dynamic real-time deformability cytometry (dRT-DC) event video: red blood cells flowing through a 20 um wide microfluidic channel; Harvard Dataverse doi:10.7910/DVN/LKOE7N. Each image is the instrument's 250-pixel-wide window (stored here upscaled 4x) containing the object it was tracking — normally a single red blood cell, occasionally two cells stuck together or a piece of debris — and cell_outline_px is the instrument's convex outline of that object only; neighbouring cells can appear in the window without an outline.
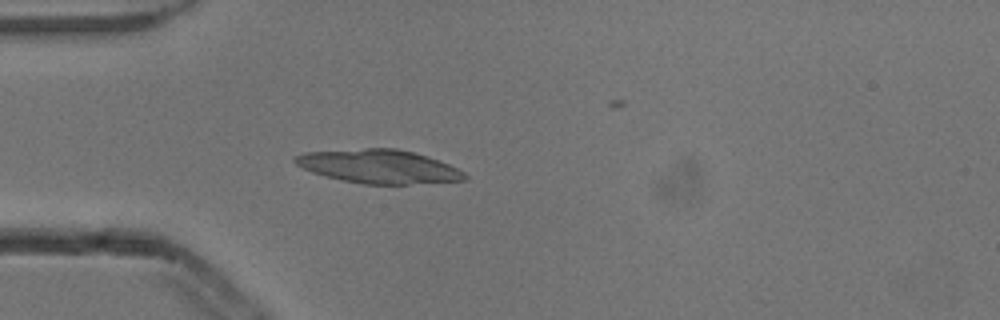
{"species": "common noctule bat (a hibernating species)", "species_latin": "Nyctalus noctula", "temperature_condition": "cold", "stored_images_in_passage": 3, "camera_frame_rate_fps": 3000, "um_per_image_px": 0.085, "animal": {"sex": "male", "body_mass_g": 13.3}, "frame": {"image": 1, "passage_image": 3, "time_ms": 0.667, "image_size_px": [1000, 320], "cell_outline_px": [[468, 180], [408, 184], [364, 184], [344, 180], [312, 172], [296, 164], [292, 160], [296, 156], [304, 152], [364, 148], [396, 148], [428, 156], [448, 164], [464, 172], [468, 176]], "centroid_in_image_um": [32.22, 14.14], "position_along_channel_um": 52.8, "area_um2": 33.06}}